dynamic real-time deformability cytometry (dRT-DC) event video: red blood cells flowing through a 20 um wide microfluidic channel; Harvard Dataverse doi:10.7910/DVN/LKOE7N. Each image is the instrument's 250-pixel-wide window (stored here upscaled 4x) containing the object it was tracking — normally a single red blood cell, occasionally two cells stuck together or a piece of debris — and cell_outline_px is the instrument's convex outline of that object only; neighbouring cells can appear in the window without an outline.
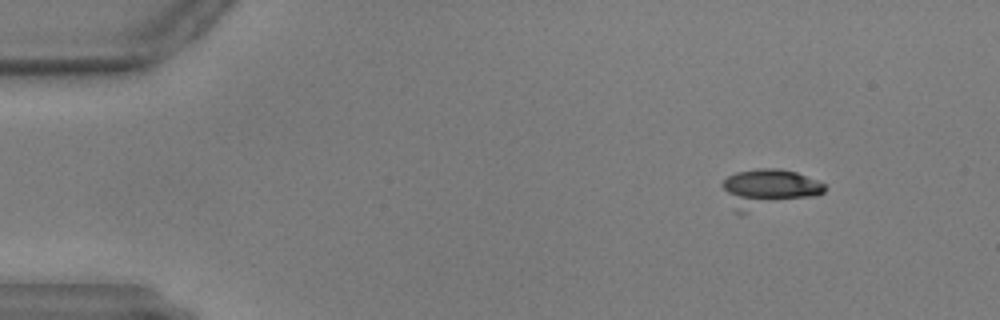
{"species": "common noctule bat (a hibernating species)", "species_latin": "Nyctalus noctula", "temperature_condition": "warm", "stored_images_in_passage": 17, "camera_frame_rate_fps": 3000, "um_per_image_px": 0.085, "animal": {"sex": "male", "body_mass_g": 17.9, "forearm_length_mm": 54.2}, "frame": {"image": 1, "passage_image": 5, "time_ms": 1.333, "image_size_px": [1000, 320], "cell_outline_px": [[824, 192], [816, 196], [744, 212], [736, 212], [720, 184], [728, 176], [736, 172], [760, 168], [780, 168], [796, 172], [816, 180], [824, 184]], "centroid_in_image_um": [65.3, 15.99], "position_along_channel_um": 19.7, "area_um2": 22.66}}